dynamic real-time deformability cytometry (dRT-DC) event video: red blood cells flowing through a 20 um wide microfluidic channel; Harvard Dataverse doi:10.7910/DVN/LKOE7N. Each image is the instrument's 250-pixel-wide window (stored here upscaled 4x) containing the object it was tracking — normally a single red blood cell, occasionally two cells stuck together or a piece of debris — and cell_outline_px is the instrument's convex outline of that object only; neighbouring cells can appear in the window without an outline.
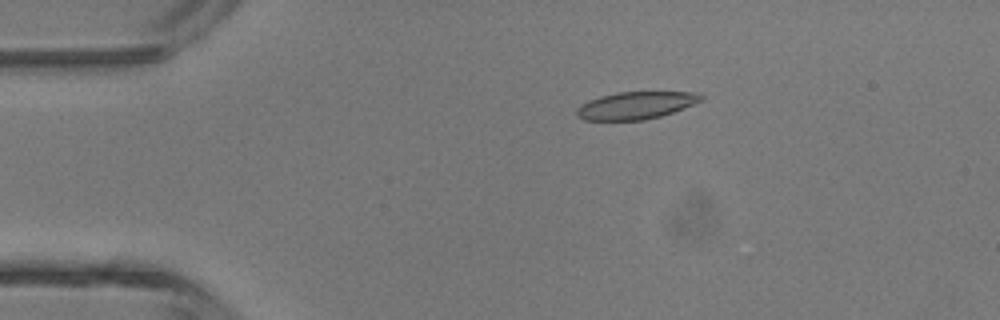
{"species": "common noctule bat (a hibernating species)", "species_latin": "Nyctalus noctula", "temperature_condition": "room temperature", "stored_images_in_passage": 5, "camera_frame_rate_fps": 3000, "um_per_image_px": 0.085, "animal": {"sex": "male", "body_mass_g": 13.3}, "frame": {"image": 1, "passage_image": 3, "time_ms": 2.333, "image_size_px": [1000, 320], "cell_outline_px": [[704, 100], [672, 112], [660, 116], [644, 120], [584, 120], [576, 116], [576, 108], [580, 104], [588, 100], [600, 96], [616, 92], [700, 92], [704, 96]], "centroid_in_image_um": [54.03, 8.95], "position_along_channel_um": 31.0, "area_um2": 20.0}}